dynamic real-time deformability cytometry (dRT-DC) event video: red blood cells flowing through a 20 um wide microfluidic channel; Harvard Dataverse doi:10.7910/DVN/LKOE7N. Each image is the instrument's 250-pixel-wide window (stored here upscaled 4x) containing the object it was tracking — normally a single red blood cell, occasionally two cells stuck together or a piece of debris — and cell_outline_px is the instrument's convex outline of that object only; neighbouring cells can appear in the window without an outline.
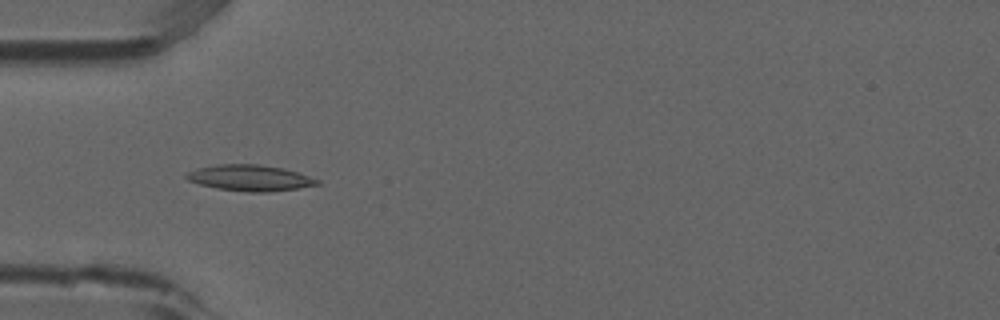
{"species": "common noctule bat (a hibernating species)", "species_latin": "Nyctalus noctula", "temperature_condition": "room temperature", "stored_images_in_passage": 6, "camera_frame_rate_fps": 3000, "um_per_image_px": 0.085, "animal": {"sex": "male", "forearm_length_mm": 52.5}, "frame": {"image": 1, "passage_image": 5, "time_ms": 1.333, "image_size_px": [1000, 320], "cell_outline_px": [[320, 184], [296, 188], [268, 192], [248, 192], [216, 188], [200, 184], [188, 180], [184, 176], [188, 172], [196, 168], [216, 164], [260, 164], [284, 168], [320, 180]], "centroid_in_image_um": [21.22, 15.11], "position_along_channel_um": 63.8, "area_um2": 19.77}}
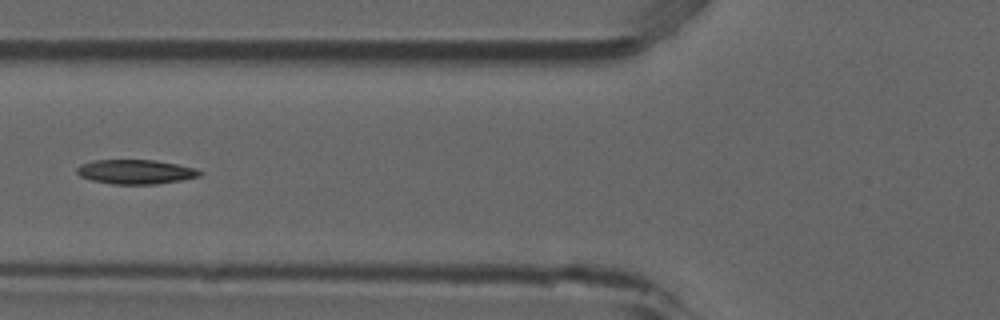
{"frame": {"image": 2, "passage_image": 6, "time_ms": 1.667, "image_size_px": [1000, 320], "cell_outline_px": [[204, 172], [200, 176], [180, 180], [156, 184], [112, 184], [92, 180], [80, 176], [76, 172], [76, 168], [80, 164], [92, 160], [156, 160], [196, 168]], "centroid_in_image_um": [11.52, 14.6], "position_along_channel_um": 114.3, "area_um2": 17.51}}